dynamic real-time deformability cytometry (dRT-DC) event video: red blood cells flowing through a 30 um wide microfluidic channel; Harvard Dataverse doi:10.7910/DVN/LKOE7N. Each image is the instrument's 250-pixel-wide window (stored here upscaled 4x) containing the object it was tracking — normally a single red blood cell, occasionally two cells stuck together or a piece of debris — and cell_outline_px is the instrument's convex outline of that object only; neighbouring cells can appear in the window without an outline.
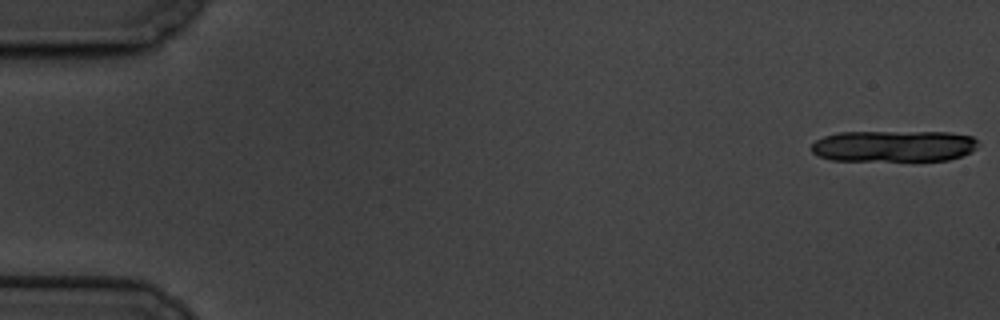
{"species": "common noctule bat (a hibernating species)", "species_latin": "Nyctalus noctula", "temperature_condition": "cold", "stored_images_in_passage": 15, "camera_frame_rate_fps": 3000, "um_per_image_px": 0.085, "animal": {"sex": "male", "body_mass_g": 19.5, "forearm_length_mm": 54.6}, "frame": {"image": 1, "passage_image": 1, "time_ms": 0.0, "image_size_px": [1000, 320], "cell_outline_px": [[976, 148], [972, 152], [948, 160], [832, 160], [820, 156], [812, 152], [812, 144], [816, 140], [824, 136], [840, 132], [948, 132], [972, 136], [976, 140]], "centroid_in_image_um": [75.97, 12.41], "position_along_channel_um": 9.0, "area_um2": 30.29}}